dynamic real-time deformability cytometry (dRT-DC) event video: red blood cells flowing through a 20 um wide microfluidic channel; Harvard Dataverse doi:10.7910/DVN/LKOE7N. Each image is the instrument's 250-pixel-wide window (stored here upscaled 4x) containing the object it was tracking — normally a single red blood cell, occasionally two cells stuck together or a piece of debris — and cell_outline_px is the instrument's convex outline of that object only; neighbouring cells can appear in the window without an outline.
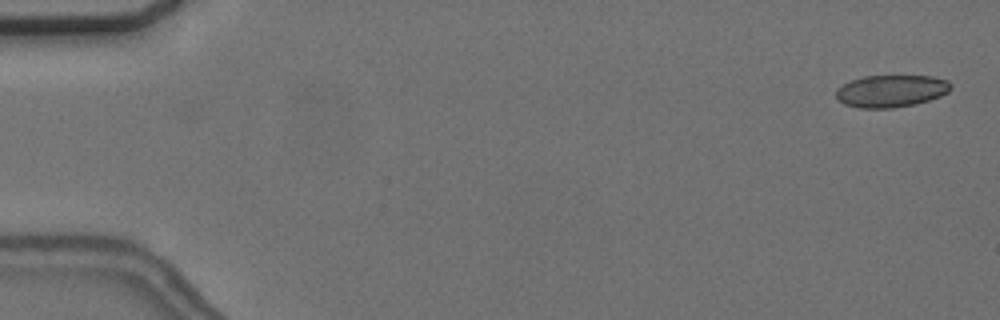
{"species": "common noctule bat (a hibernating species)", "species_latin": "Nyctalus noctula", "temperature_condition": "cold", "stored_images_in_passage": 56, "camera_frame_rate_fps": 3000, "um_per_image_px": 0.085, "animal": {"sex": "female", "body_mass_g": 24.6, "forearm_length_mm": 56.2}, "frame": {"image": 1, "passage_image": 2, "time_ms": 0.333, "image_size_px": [1000, 320], "cell_outline_px": [[952, 88], [948, 92], [940, 96], [916, 104], [892, 108], [860, 108], [844, 104], [836, 100], [836, 92], [844, 84], [852, 80], [864, 76], [932, 76], [948, 80], [952, 84]], "centroid_in_image_um": [75.77, 7.74], "position_along_channel_um": 9.2, "area_um2": 21.56}}
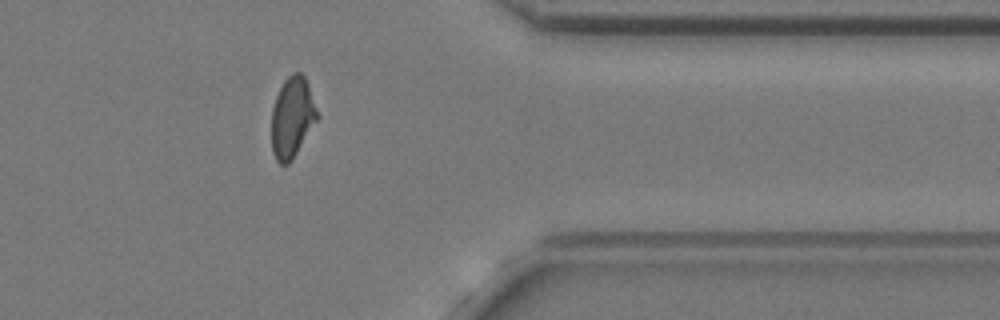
{"frame": {"image": 2, "passage_image": 46, "time_ms": 15.0, "image_size_px": [1000, 320], "cell_outline_px": [[320, 116], [292, 160], [288, 164], [280, 164], [276, 160], [272, 152], [272, 108], [276, 96], [284, 80], [292, 72], [300, 72], [304, 76], [308, 84]], "centroid_in_image_um": [24.85, 9.97], "position_along_channel_um": 386.6, "area_um2": 21.56}}
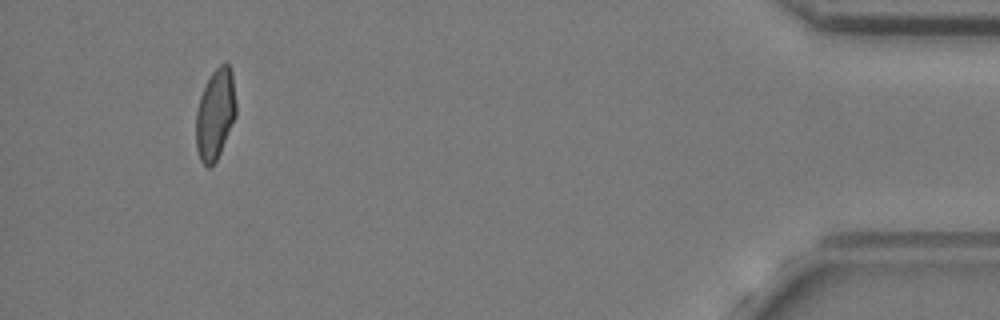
{"frame": {"image": 3, "passage_image": 53, "time_ms": 17.333, "image_size_px": [1000, 320], "cell_outline_px": [[236, 116], [220, 152], [216, 160], [208, 168], [200, 160], [196, 148], [196, 112], [200, 96], [212, 72], [224, 60], [228, 64], [232, 72], [236, 104]], "centroid_in_image_um": [18.3, 9.69], "position_along_channel_um": 416.9, "area_um2": 21.1}, "authors_computed_cell_mechanics": {"area_um2": 21.9929, "velocity_mm_per_s": 3.6618, "shape_relaxation_time_tau1_ms": null, "shape_relaxation_time_tau2_ms": 1.5086, "deformation_change_tau1": null, "deformation_change_tau2": 0.0535}}